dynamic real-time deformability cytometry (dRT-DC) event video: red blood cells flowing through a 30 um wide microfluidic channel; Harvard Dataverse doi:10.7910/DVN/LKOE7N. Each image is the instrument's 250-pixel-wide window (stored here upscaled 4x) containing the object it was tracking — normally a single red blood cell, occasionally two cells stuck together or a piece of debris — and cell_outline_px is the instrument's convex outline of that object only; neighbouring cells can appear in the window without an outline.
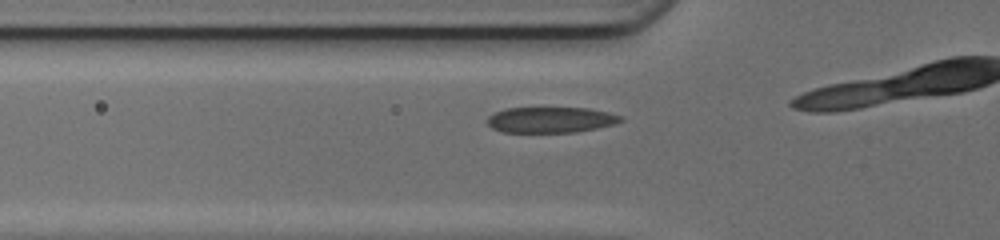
{"species": "common noctule bat (a hibernating species)", "species_latin": "Nyctalus noctula", "temperature_condition": "cold", "stored_images_in_passage": 11, "camera_frame_rate_fps": 3000, "um_per_image_px": 0.085, "animal": {"sex": "female", "body_mass_g": 17.0, "forearm_length_mm": 48.0}, "frame": {"image": 1, "passage_image": 7, "time_ms": 2.0, "image_size_px": [1000, 240], "cell_outline_px": [[624, 120], [612, 124], [596, 128], [576, 132], [500, 132], [492, 128], [488, 124], [488, 116], [492, 112], [504, 108], [588, 108], [608, 112], [624, 116]], "centroid_in_image_um": [46.78, 10.18], "position_along_channel_um": 79.0, "area_um2": 20.11}}
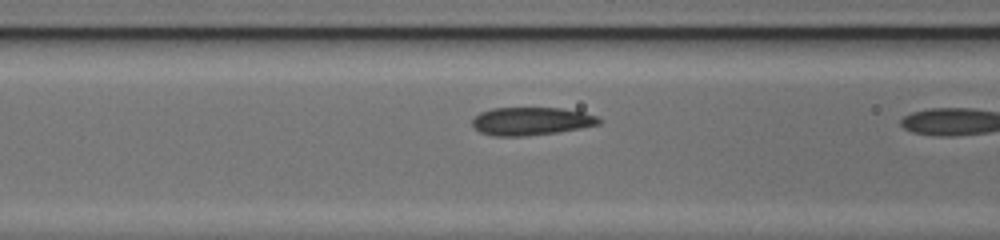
{"frame": {"image": 2, "passage_image": 10, "time_ms": 3.0, "image_size_px": [1000, 240], "cell_outline_px": [[600, 124], [560, 132], [524, 136], [492, 136], [480, 132], [472, 124], [472, 120], [480, 112], [492, 108], [560, 108], [584, 112], [596, 116], [600, 120]], "centroid_in_image_um": [45.14, 10.3], "position_along_channel_um": 121.5, "area_um2": 20.63}}